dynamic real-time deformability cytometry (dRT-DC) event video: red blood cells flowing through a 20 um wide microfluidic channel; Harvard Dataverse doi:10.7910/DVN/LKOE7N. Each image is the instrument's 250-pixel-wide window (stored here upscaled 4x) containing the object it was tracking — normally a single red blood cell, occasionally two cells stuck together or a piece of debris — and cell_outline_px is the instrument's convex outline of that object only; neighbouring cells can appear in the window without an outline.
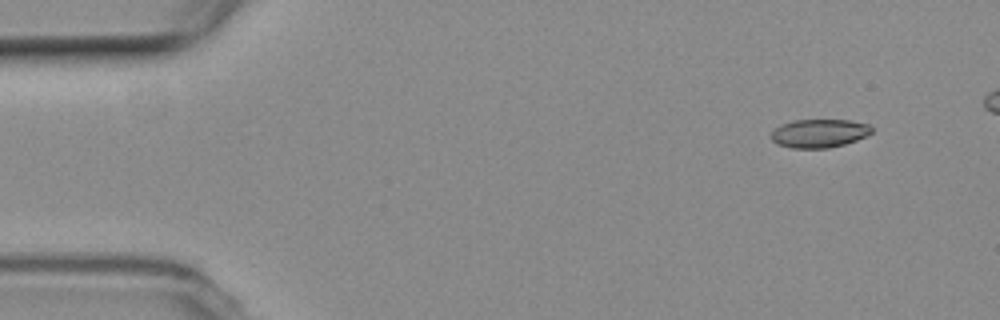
{"species": "common noctule bat (a hibernating species)", "species_latin": "Nyctalus noctula", "temperature_condition": "room temperature", "stored_images_in_passage": 5, "camera_frame_rate_fps": 3000, "um_per_image_px": 0.085, "animal": {"sex": "female", "body_mass_g": 19.3, "forearm_length_mm": 54.1}, "frame": {"image": 1, "passage_image": 1, "time_ms": 0.0, "image_size_px": [1000, 320], "cell_outline_px": [[872, 132], [856, 140], [844, 144], [828, 148], [792, 148], [776, 144], [768, 136], [780, 124], [792, 120], [848, 120], [868, 124], [872, 128]], "centroid_in_image_um": [69.57, 11.33], "position_along_channel_um": 15.4, "area_um2": 16.7}}